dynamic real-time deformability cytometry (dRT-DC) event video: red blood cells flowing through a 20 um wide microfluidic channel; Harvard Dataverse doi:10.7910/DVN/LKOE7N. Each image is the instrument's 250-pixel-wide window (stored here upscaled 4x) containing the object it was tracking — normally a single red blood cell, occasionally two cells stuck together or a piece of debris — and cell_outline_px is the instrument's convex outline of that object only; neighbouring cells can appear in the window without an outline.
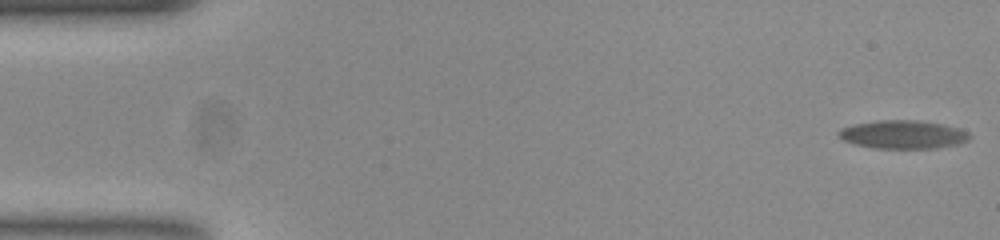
{"species": "common noctule bat (a hibernating species)", "species_latin": "Nyctalus noctula", "temperature_condition": "room temperature", "stored_images_in_passage": 56, "camera_frame_rate_fps": 3000, "um_per_image_px": 0.085, "animal": {"sex": "female", "body_mass_g": 23.0, "forearm_length_mm": 53.4}, "frame": {"image": 1, "passage_image": 1, "time_ms": 0.0, "image_size_px": [1000, 240], "cell_outline_px": [[972, 136], [968, 140], [956, 144], [936, 148], [872, 148], [856, 144], [844, 140], [836, 132], [840, 128], [852, 124], [876, 120], [916, 120], [940, 124], [956, 128], [968, 132]], "centroid_in_image_um": [76.71, 11.43], "position_along_channel_um": 8.3, "area_um2": 21.5}}
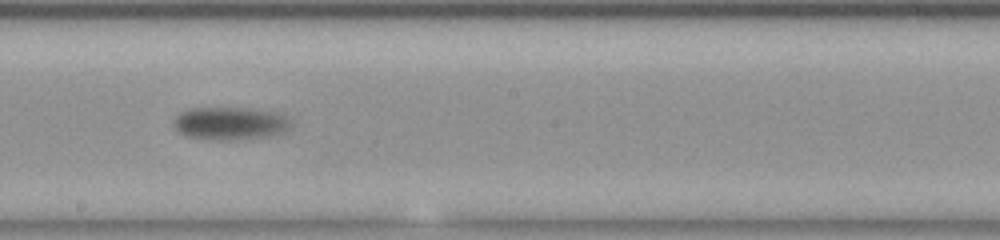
{"frame": {"image": 2, "passage_image": 31, "time_ms": 10.0, "image_size_px": [1000, 240], "cell_outline_px": [[292, 124], [284, 132], [268, 136], [228, 140], [220, 140], [184, 136], [172, 124], [172, 120], [180, 112], [188, 108], [252, 108], [276, 112], [284, 116]], "centroid_in_image_um": [19.52, 10.47], "position_along_channel_um": 228.7, "area_um2": 22.43}}
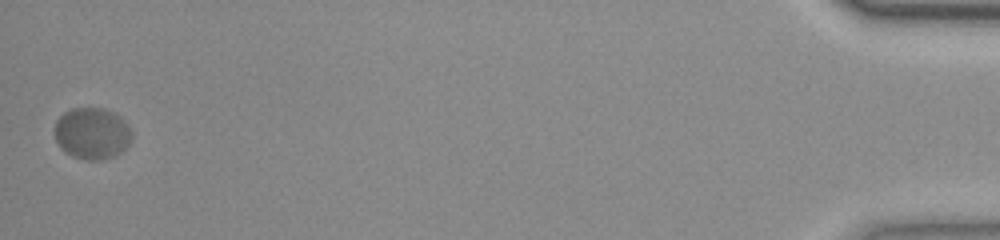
{"frame": {"image": 3, "passage_image": 56, "time_ms": 18.333, "image_size_px": [1000, 240], "cell_outline_px": [[132, 136], [128, 144], [116, 156], [100, 160], [84, 160], [72, 156], [64, 152], [60, 148], [56, 140], [56, 120], [64, 112], [72, 108], [104, 108], [120, 116], [124, 120], [132, 132]], "centroid_in_image_um": [7.82, 11.35], "position_along_channel_um": 427.4, "area_um2": 23.24}, "authors_computed_cell_mechanics": {"area_um2": 22.0218, "velocity_mm_per_s": 3.5856, "shape_relaxation_time_tau1_ms": 8.1936, "shape_relaxation_time_tau2_ms": null, "deformation_change_tau1": 0.1716, "deformation_change_tau2": null}}